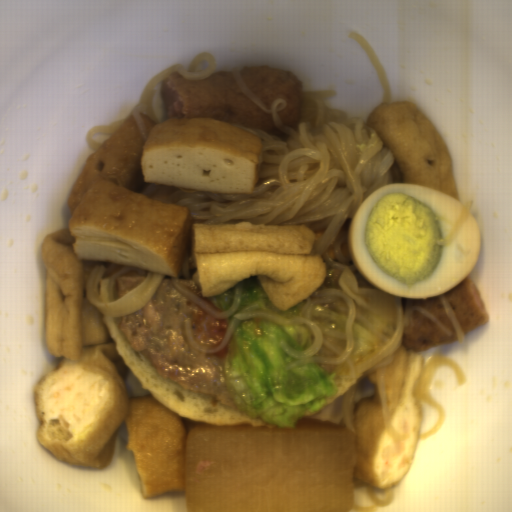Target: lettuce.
<instances>
[{
	"mask_svg": "<svg viewBox=\"0 0 512 512\" xmlns=\"http://www.w3.org/2000/svg\"><path fill=\"white\" fill-rule=\"evenodd\" d=\"M283 339L294 350H306L314 336L303 324L280 325L259 318L240 321L230 338L224 385L246 417L294 429L335 396V373L318 363L286 371L296 360L279 348Z\"/></svg>",
	"mask_w": 512,
	"mask_h": 512,
	"instance_id": "9fb2a089",
	"label": "lettuce"
},
{
	"mask_svg": "<svg viewBox=\"0 0 512 512\" xmlns=\"http://www.w3.org/2000/svg\"><path fill=\"white\" fill-rule=\"evenodd\" d=\"M242 283H243L242 296H241L240 304H239L237 311L254 303L257 300H259L260 303L262 304L263 310L280 311L273 305V303L268 298V296L265 293L264 289L262 288L257 276H251V277L245 278L244 280H242ZM300 306H301V302L289 310L280 311V312L299 314Z\"/></svg>",
	"mask_w": 512,
	"mask_h": 512,
	"instance_id": "494a5c6d",
	"label": "lettuce"
},
{
	"mask_svg": "<svg viewBox=\"0 0 512 512\" xmlns=\"http://www.w3.org/2000/svg\"><path fill=\"white\" fill-rule=\"evenodd\" d=\"M235 285L219 296H211L213 303L218 311H224L231 308L234 299Z\"/></svg>",
	"mask_w": 512,
	"mask_h": 512,
	"instance_id": "88b5c38a",
	"label": "lettuce"
}]
</instances>
